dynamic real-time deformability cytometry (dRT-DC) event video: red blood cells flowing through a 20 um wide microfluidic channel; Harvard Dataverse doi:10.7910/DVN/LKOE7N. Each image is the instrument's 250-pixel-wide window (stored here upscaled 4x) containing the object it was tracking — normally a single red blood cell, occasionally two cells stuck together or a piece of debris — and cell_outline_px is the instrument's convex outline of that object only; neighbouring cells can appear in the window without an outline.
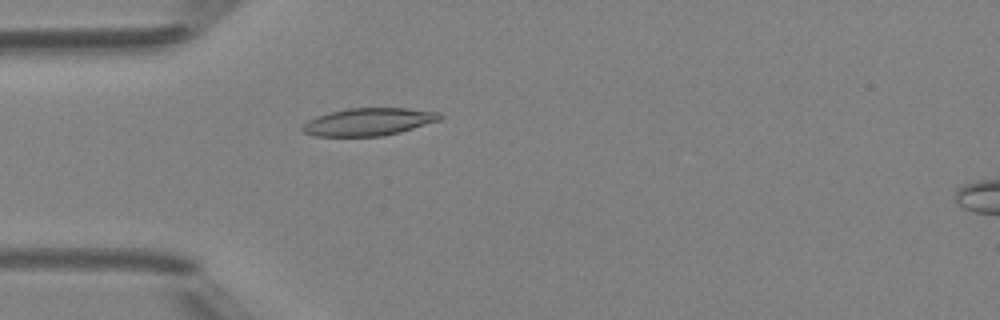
{"species": "Egyptian fruit bat (a non-hibernating species)", "species_latin": "Rousettus aegyptiacus", "temperature_condition": "room temperature", "stored_images_in_passage": 49, "camera_frame_rate_fps": 3000, "um_per_image_px": 0.085, "animal": {"sex": "female"}, "frame": {"image": 1, "passage_image": 15, "time_ms": 4.667, "image_size_px": [1000, 320], "cell_outline_px": [[444, 116], [440, 120], [400, 132], [384, 136], [316, 136], [304, 132], [300, 128], [308, 120], [316, 116], [348, 108], [408, 108], [440, 112]], "centroid_in_image_um": [31.36, 10.35], "position_along_channel_um": 53.6, "area_um2": 22.08}}
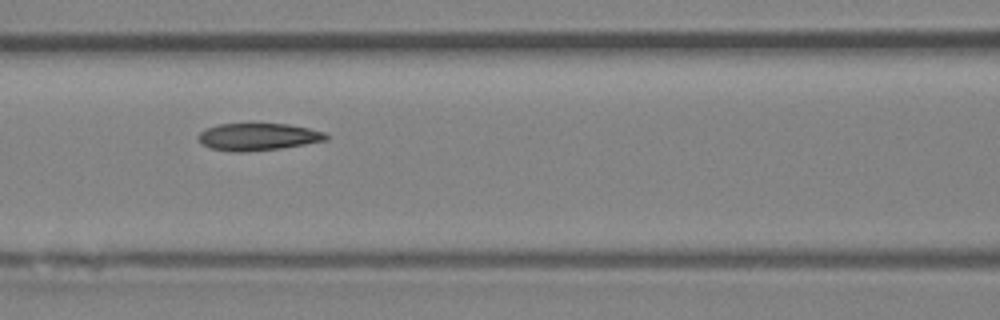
{"frame": {"image": 2, "passage_image": 22, "time_ms": 7.0, "image_size_px": [1000, 320], "cell_outline_px": [[328, 140], [280, 148], [244, 152], [232, 152], [212, 148], [200, 144], [196, 136], [204, 128], [220, 124], [288, 124], [308, 128], [324, 132], [328, 136]], "centroid_in_image_um": [21.88, 11.63], "position_along_channel_um": 144.7, "area_um2": 20.29}}
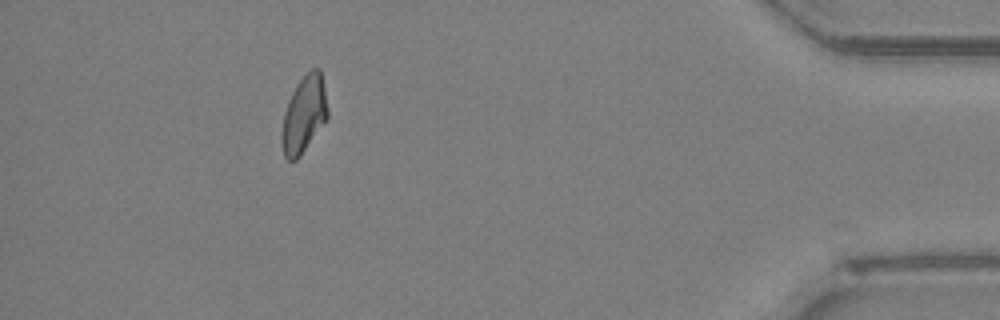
{"frame": {"image": 3, "passage_image": 45, "time_ms": 14.667, "image_size_px": [1000, 320], "cell_outline_px": [[328, 116], [300, 156], [296, 160], [288, 160], [284, 156], [280, 140], [280, 136], [284, 112], [288, 100], [296, 84], [312, 68], [320, 68], [328, 108]], "centroid_in_image_um": [25.81, 9.73], "position_along_channel_um": 409.4, "area_um2": 20.4}, "authors_computed_cell_mechanics": {"area_um2": 20.8658, "velocity_mm_per_s": 4.203, "shape_relaxation_time_tau1_ms": null, "shape_relaxation_time_tau2_ms": 2.2482, "deformation_change_tau1": null, "deformation_change_tau2": 0.0777}}